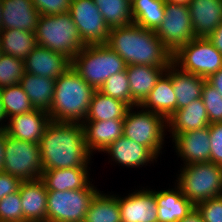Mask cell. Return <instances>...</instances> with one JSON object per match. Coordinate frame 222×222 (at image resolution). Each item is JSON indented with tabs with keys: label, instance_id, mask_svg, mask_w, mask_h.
Segmentation results:
<instances>
[{
	"label": "cell",
	"instance_id": "bcb514c9",
	"mask_svg": "<svg viewBox=\"0 0 222 222\" xmlns=\"http://www.w3.org/2000/svg\"><path fill=\"white\" fill-rule=\"evenodd\" d=\"M5 119V120H4ZM7 116L4 112V109H3V103H2V97H1V88H0V131H4L5 128L7 127V123L5 124L4 122H7ZM3 124V125H2Z\"/></svg>",
	"mask_w": 222,
	"mask_h": 222
},
{
	"label": "cell",
	"instance_id": "30bf717a",
	"mask_svg": "<svg viewBox=\"0 0 222 222\" xmlns=\"http://www.w3.org/2000/svg\"><path fill=\"white\" fill-rule=\"evenodd\" d=\"M172 62L183 71L208 79L222 68V54L207 37H195L172 55Z\"/></svg>",
	"mask_w": 222,
	"mask_h": 222
},
{
	"label": "cell",
	"instance_id": "f35d334b",
	"mask_svg": "<svg viewBox=\"0 0 222 222\" xmlns=\"http://www.w3.org/2000/svg\"><path fill=\"white\" fill-rule=\"evenodd\" d=\"M195 208L204 222H222V196L201 201Z\"/></svg>",
	"mask_w": 222,
	"mask_h": 222
},
{
	"label": "cell",
	"instance_id": "f1b7e54d",
	"mask_svg": "<svg viewBox=\"0 0 222 222\" xmlns=\"http://www.w3.org/2000/svg\"><path fill=\"white\" fill-rule=\"evenodd\" d=\"M129 106L121 100L103 95L96 90L84 121L124 119Z\"/></svg>",
	"mask_w": 222,
	"mask_h": 222
},
{
	"label": "cell",
	"instance_id": "1f68e13d",
	"mask_svg": "<svg viewBox=\"0 0 222 222\" xmlns=\"http://www.w3.org/2000/svg\"><path fill=\"white\" fill-rule=\"evenodd\" d=\"M84 222H121V211L116 194L98 192L86 213Z\"/></svg>",
	"mask_w": 222,
	"mask_h": 222
},
{
	"label": "cell",
	"instance_id": "f6af8a7d",
	"mask_svg": "<svg viewBox=\"0 0 222 222\" xmlns=\"http://www.w3.org/2000/svg\"><path fill=\"white\" fill-rule=\"evenodd\" d=\"M179 222H204L201 217V214L198 212L196 208L193 209L184 219Z\"/></svg>",
	"mask_w": 222,
	"mask_h": 222
},
{
	"label": "cell",
	"instance_id": "ee69618b",
	"mask_svg": "<svg viewBox=\"0 0 222 222\" xmlns=\"http://www.w3.org/2000/svg\"><path fill=\"white\" fill-rule=\"evenodd\" d=\"M206 80L222 95V68Z\"/></svg>",
	"mask_w": 222,
	"mask_h": 222
},
{
	"label": "cell",
	"instance_id": "8d00e7d4",
	"mask_svg": "<svg viewBox=\"0 0 222 222\" xmlns=\"http://www.w3.org/2000/svg\"><path fill=\"white\" fill-rule=\"evenodd\" d=\"M201 99L210 124L222 123V95L207 81L204 83Z\"/></svg>",
	"mask_w": 222,
	"mask_h": 222
},
{
	"label": "cell",
	"instance_id": "836d02e7",
	"mask_svg": "<svg viewBox=\"0 0 222 222\" xmlns=\"http://www.w3.org/2000/svg\"><path fill=\"white\" fill-rule=\"evenodd\" d=\"M1 97L8 119L35 109L20 84L1 88Z\"/></svg>",
	"mask_w": 222,
	"mask_h": 222
},
{
	"label": "cell",
	"instance_id": "f546056e",
	"mask_svg": "<svg viewBox=\"0 0 222 222\" xmlns=\"http://www.w3.org/2000/svg\"><path fill=\"white\" fill-rule=\"evenodd\" d=\"M2 52L16 58L25 59L38 45L35 33L9 29L0 33Z\"/></svg>",
	"mask_w": 222,
	"mask_h": 222
},
{
	"label": "cell",
	"instance_id": "74e56055",
	"mask_svg": "<svg viewBox=\"0 0 222 222\" xmlns=\"http://www.w3.org/2000/svg\"><path fill=\"white\" fill-rule=\"evenodd\" d=\"M0 222H24L19 191L0 200Z\"/></svg>",
	"mask_w": 222,
	"mask_h": 222
},
{
	"label": "cell",
	"instance_id": "6da1fadb",
	"mask_svg": "<svg viewBox=\"0 0 222 222\" xmlns=\"http://www.w3.org/2000/svg\"><path fill=\"white\" fill-rule=\"evenodd\" d=\"M43 171L87 168L91 153L87 149L82 124L51 121L40 141Z\"/></svg>",
	"mask_w": 222,
	"mask_h": 222
},
{
	"label": "cell",
	"instance_id": "4316f807",
	"mask_svg": "<svg viewBox=\"0 0 222 222\" xmlns=\"http://www.w3.org/2000/svg\"><path fill=\"white\" fill-rule=\"evenodd\" d=\"M47 191L78 190L90 183L88 168H63L42 172Z\"/></svg>",
	"mask_w": 222,
	"mask_h": 222
},
{
	"label": "cell",
	"instance_id": "f907efd6",
	"mask_svg": "<svg viewBox=\"0 0 222 222\" xmlns=\"http://www.w3.org/2000/svg\"><path fill=\"white\" fill-rule=\"evenodd\" d=\"M3 54L1 44H0V56Z\"/></svg>",
	"mask_w": 222,
	"mask_h": 222
},
{
	"label": "cell",
	"instance_id": "2e32d148",
	"mask_svg": "<svg viewBox=\"0 0 222 222\" xmlns=\"http://www.w3.org/2000/svg\"><path fill=\"white\" fill-rule=\"evenodd\" d=\"M25 72L57 79L71 66L72 61L61 53L37 45L24 59Z\"/></svg>",
	"mask_w": 222,
	"mask_h": 222
},
{
	"label": "cell",
	"instance_id": "9a60e30c",
	"mask_svg": "<svg viewBox=\"0 0 222 222\" xmlns=\"http://www.w3.org/2000/svg\"><path fill=\"white\" fill-rule=\"evenodd\" d=\"M50 122L47 111L34 109L30 112L10 117L4 131L15 139L39 144L44 130Z\"/></svg>",
	"mask_w": 222,
	"mask_h": 222
},
{
	"label": "cell",
	"instance_id": "c3c4849f",
	"mask_svg": "<svg viewBox=\"0 0 222 222\" xmlns=\"http://www.w3.org/2000/svg\"><path fill=\"white\" fill-rule=\"evenodd\" d=\"M165 3L189 5L190 0H164Z\"/></svg>",
	"mask_w": 222,
	"mask_h": 222
},
{
	"label": "cell",
	"instance_id": "484cf974",
	"mask_svg": "<svg viewBox=\"0 0 222 222\" xmlns=\"http://www.w3.org/2000/svg\"><path fill=\"white\" fill-rule=\"evenodd\" d=\"M136 107L160 114L167 120L177 110V98L171 78L164 73L145 100Z\"/></svg>",
	"mask_w": 222,
	"mask_h": 222
},
{
	"label": "cell",
	"instance_id": "52a82bcc",
	"mask_svg": "<svg viewBox=\"0 0 222 222\" xmlns=\"http://www.w3.org/2000/svg\"><path fill=\"white\" fill-rule=\"evenodd\" d=\"M134 109L131 106L126 112L123 136L147 147L158 158L165 141L166 119L144 108L137 112Z\"/></svg>",
	"mask_w": 222,
	"mask_h": 222
},
{
	"label": "cell",
	"instance_id": "7c38bea8",
	"mask_svg": "<svg viewBox=\"0 0 222 222\" xmlns=\"http://www.w3.org/2000/svg\"><path fill=\"white\" fill-rule=\"evenodd\" d=\"M69 14L85 45L107 43L110 28L93 0H71Z\"/></svg>",
	"mask_w": 222,
	"mask_h": 222
},
{
	"label": "cell",
	"instance_id": "b9f144b4",
	"mask_svg": "<svg viewBox=\"0 0 222 222\" xmlns=\"http://www.w3.org/2000/svg\"><path fill=\"white\" fill-rule=\"evenodd\" d=\"M21 180L10 174L0 172V200L11 193H16L19 190Z\"/></svg>",
	"mask_w": 222,
	"mask_h": 222
},
{
	"label": "cell",
	"instance_id": "7a4b0ae2",
	"mask_svg": "<svg viewBox=\"0 0 222 222\" xmlns=\"http://www.w3.org/2000/svg\"><path fill=\"white\" fill-rule=\"evenodd\" d=\"M126 65L168 67L172 53L164 46L154 30L135 23L110 29L107 43Z\"/></svg>",
	"mask_w": 222,
	"mask_h": 222
},
{
	"label": "cell",
	"instance_id": "8fae6325",
	"mask_svg": "<svg viewBox=\"0 0 222 222\" xmlns=\"http://www.w3.org/2000/svg\"><path fill=\"white\" fill-rule=\"evenodd\" d=\"M155 34L172 55L195 38L188 5L165 3V16Z\"/></svg>",
	"mask_w": 222,
	"mask_h": 222
},
{
	"label": "cell",
	"instance_id": "7bdbcfd3",
	"mask_svg": "<svg viewBox=\"0 0 222 222\" xmlns=\"http://www.w3.org/2000/svg\"><path fill=\"white\" fill-rule=\"evenodd\" d=\"M214 47L222 54V22L218 28L208 37Z\"/></svg>",
	"mask_w": 222,
	"mask_h": 222
},
{
	"label": "cell",
	"instance_id": "e575fe53",
	"mask_svg": "<svg viewBox=\"0 0 222 222\" xmlns=\"http://www.w3.org/2000/svg\"><path fill=\"white\" fill-rule=\"evenodd\" d=\"M103 95L121 100L129 107L137 104L131 98V92L129 88V80L126 69L114 75H111L103 85L98 89Z\"/></svg>",
	"mask_w": 222,
	"mask_h": 222
},
{
	"label": "cell",
	"instance_id": "ab89813d",
	"mask_svg": "<svg viewBox=\"0 0 222 222\" xmlns=\"http://www.w3.org/2000/svg\"><path fill=\"white\" fill-rule=\"evenodd\" d=\"M40 15H58L69 13L71 0H32Z\"/></svg>",
	"mask_w": 222,
	"mask_h": 222
},
{
	"label": "cell",
	"instance_id": "4dcf8cb0",
	"mask_svg": "<svg viewBox=\"0 0 222 222\" xmlns=\"http://www.w3.org/2000/svg\"><path fill=\"white\" fill-rule=\"evenodd\" d=\"M133 23L150 30H156L165 16L164 0H132Z\"/></svg>",
	"mask_w": 222,
	"mask_h": 222
},
{
	"label": "cell",
	"instance_id": "83f0119b",
	"mask_svg": "<svg viewBox=\"0 0 222 222\" xmlns=\"http://www.w3.org/2000/svg\"><path fill=\"white\" fill-rule=\"evenodd\" d=\"M56 79L24 72L19 84L35 109L49 111L55 91Z\"/></svg>",
	"mask_w": 222,
	"mask_h": 222
},
{
	"label": "cell",
	"instance_id": "e0dca14e",
	"mask_svg": "<svg viewBox=\"0 0 222 222\" xmlns=\"http://www.w3.org/2000/svg\"><path fill=\"white\" fill-rule=\"evenodd\" d=\"M24 222H47V189L41 178L19 186Z\"/></svg>",
	"mask_w": 222,
	"mask_h": 222
},
{
	"label": "cell",
	"instance_id": "5b68a950",
	"mask_svg": "<svg viewBox=\"0 0 222 222\" xmlns=\"http://www.w3.org/2000/svg\"><path fill=\"white\" fill-rule=\"evenodd\" d=\"M37 44L71 61L85 46L69 13L40 15L35 31Z\"/></svg>",
	"mask_w": 222,
	"mask_h": 222
},
{
	"label": "cell",
	"instance_id": "7dc6e473",
	"mask_svg": "<svg viewBox=\"0 0 222 222\" xmlns=\"http://www.w3.org/2000/svg\"><path fill=\"white\" fill-rule=\"evenodd\" d=\"M4 151V131H0V172L3 166Z\"/></svg>",
	"mask_w": 222,
	"mask_h": 222
},
{
	"label": "cell",
	"instance_id": "ac0fdd59",
	"mask_svg": "<svg viewBox=\"0 0 222 222\" xmlns=\"http://www.w3.org/2000/svg\"><path fill=\"white\" fill-rule=\"evenodd\" d=\"M87 149L104 152L113 142L123 136L124 119L104 121H83L82 123Z\"/></svg>",
	"mask_w": 222,
	"mask_h": 222
},
{
	"label": "cell",
	"instance_id": "60d3db41",
	"mask_svg": "<svg viewBox=\"0 0 222 222\" xmlns=\"http://www.w3.org/2000/svg\"><path fill=\"white\" fill-rule=\"evenodd\" d=\"M210 162L222 166V123L209 125Z\"/></svg>",
	"mask_w": 222,
	"mask_h": 222
},
{
	"label": "cell",
	"instance_id": "681fc988",
	"mask_svg": "<svg viewBox=\"0 0 222 222\" xmlns=\"http://www.w3.org/2000/svg\"><path fill=\"white\" fill-rule=\"evenodd\" d=\"M2 1L3 0H0V33L3 31V24H2Z\"/></svg>",
	"mask_w": 222,
	"mask_h": 222
},
{
	"label": "cell",
	"instance_id": "277c9868",
	"mask_svg": "<svg viewBox=\"0 0 222 222\" xmlns=\"http://www.w3.org/2000/svg\"><path fill=\"white\" fill-rule=\"evenodd\" d=\"M124 60L106 44L85 45L72 60V68L98 90L111 76L126 69Z\"/></svg>",
	"mask_w": 222,
	"mask_h": 222
},
{
	"label": "cell",
	"instance_id": "4fadbf2b",
	"mask_svg": "<svg viewBox=\"0 0 222 222\" xmlns=\"http://www.w3.org/2000/svg\"><path fill=\"white\" fill-rule=\"evenodd\" d=\"M136 190L126 197H119L121 222H158V205L155 190Z\"/></svg>",
	"mask_w": 222,
	"mask_h": 222
},
{
	"label": "cell",
	"instance_id": "d6986e66",
	"mask_svg": "<svg viewBox=\"0 0 222 222\" xmlns=\"http://www.w3.org/2000/svg\"><path fill=\"white\" fill-rule=\"evenodd\" d=\"M195 37H209L222 22V0H190L188 5Z\"/></svg>",
	"mask_w": 222,
	"mask_h": 222
},
{
	"label": "cell",
	"instance_id": "cb8c5ba5",
	"mask_svg": "<svg viewBox=\"0 0 222 222\" xmlns=\"http://www.w3.org/2000/svg\"><path fill=\"white\" fill-rule=\"evenodd\" d=\"M155 199L158 205V222H179L195 208L176 184L174 189L155 190Z\"/></svg>",
	"mask_w": 222,
	"mask_h": 222
},
{
	"label": "cell",
	"instance_id": "ba28073f",
	"mask_svg": "<svg viewBox=\"0 0 222 222\" xmlns=\"http://www.w3.org/2000/svg\"><path fill=\"white\" fill-rule=\"evenodd\" d=\"M4 150L3 173L18 177L21 181L41 178L40 144L15 139L4 131Z\"/></svg>",
	"mask_w": 222,
	"mask_h": 222
},
{
	"label": "cell",
	"instance_id": "d4e9b609",
	"mask_svg": "<svg viewBox=\"0 0 222 222\" xmlns=\"http://www.w3.org/2000/svg\"><path fill=\"white\" fill-rule=\"evenodd\" d=\"M167 67L132 64L126 66L132 100L140 105L154 88Z\"/></svg>",
	"mask_w": 222,
	"mask_h": 222
},
{
	"label": "cell",
	"instance_id": "5bb4252c",
	"mask_svg": "<svg viewBox=\"0 0 222 222\" xmlns=\"http://www.w3.org/2000/svg\"><path fill=\"white\" fill-rule=\"evenodd\" d=\"M175 150L183 165L210 162L209 126L189 132H181L173 139Z\"/></svg>",
	"mask_w": 222,
	"mask_h": 222
},
{
	"label": "cell",
	"instance_id": "3957f363",
	"mask_svg": "<svg viewBox=\"0 0 222 222\" xmlns=\"http://www.w3.org/2000/svg\"><path fill=\"white\" fill-rule=\"evenodd\" d=\"M96 90L70 67L55 82L50 110V120L57 123L81 124L89 111Z\"/></svg>",
	"mask_w": 222,
	"mask_h": 222
},
{
	"label": "cell",
	"instance_id": "7402d4cb",
	"mask_svg": "<svg viewBox=\"0 0 222 222\" xmlns=\"http://www.w3.org/2000/svg\"><path fill=\"white\" fill-rule=\"evenodd\" d=\"M170 78L177 98V110L202 97L205 78L181 70L173 62L165 72Z\"/></svg>",
	"mask_w": 222,
	"mask_h": 222
},
{
	"label": "cell",
	"instance_id": "603a6c76",
	"mask_svg": "<svg viewBox=\"0 0 222 222\" xmlns=\"http://www.w3.org/2000/svg\"><path fill=\"white\" fill-rule=\"evenodd\" d=\"M105 152L111 156L112 161L128 168L143 167L157 159L147 147L124 136L113 142Z\"/></svg>",
	"mask_w": 222,
	"mask_h": 222
},
{
	"label": "cell",
	"instance_id": "d6a6232c",
	"mask_svg": "<svg viewBox=\"0 0 222 222\" xmlns=\"http://www.w3.org/2000/svg\"><path fill=\"white\" fill-rule=\"evenodd\" d=\"M93 1L110 29L133 23L131 2L129 0Z\"/></svg>",
	"mask_w": 222,
	"mask_h": 222
},
{
	"label": "cell",
	"instance_id": "ffe728a7",
	"mask_svg": "<svg viewBox=\"0 0 222 222\" xmlns=\"http://www.w3.org/2000/svg\"><path fill=\"white\" fill-rule=\"evenodd\" d=\"M3 30L18 29L35 33L40 13L32 0L2 1Z\"/></svg>",
	"mask_w": 222,
	"mask_h": 222
},
{
	"label": "cell",
	"instance_id": "d590c367",
	"mask_svg": "<svg viewBox=\"0 0 222 222\" xmlns=\"http://www.w3.org/2000/svg\"><path fill=\"white\" fill-rule=\"evenodd\" d=\"M24 72L23 59L4 53L0 56V88L19 84Z\"/></svg>",
	"mask_w": 222,
	"mask_h": 222
},
{
	"label": "cell",
	"instance_id": "44dd1931",
	"mask_svg": "<svg viewBox=\"0 0 222 222\" xmlns=\"http://www.w3.org/2000/svg\"><path fill=\"white\" fill-rule=\"evenodd\" d=\"M167 129L172 138L181 132H189L210 125L208 114L201 98L192 101L187 106L176 110L167 120Z\"/></svg>",
	"mask_w": 222,
	"mask_h": 222
},
{
	"label": "cell",
	"instance_id": "8992f818",
	"mask_svg": "<svg viewBox=\"0 0 222 222\" xmlns=\"http://www.w3.org/2000/svg\"><path fill=\"white\" fill-rule=\"evenodd\" d=\"M183 166L175 183L190 202L196 205L222 196V166L212 162Z\"/></svg>",
	"mask_w": 222,
	"mask_h": 222
},
{
	"label": "cell",
	"instance_id": "9c48e42d",
	"mask_svg": "<svg viewBox=\"0 0 222 222\" xmlns=\"http://www.w3.org/2000/svg\"><path fill=\"white\" fill-rule=\"evenodd\" d=\"M91 183L78 190L48 191L47 222H84L93 198L100 191Z\"/></svg>",
	"mask_w": 222,
	"mask_h": 222
}]
</instances>
